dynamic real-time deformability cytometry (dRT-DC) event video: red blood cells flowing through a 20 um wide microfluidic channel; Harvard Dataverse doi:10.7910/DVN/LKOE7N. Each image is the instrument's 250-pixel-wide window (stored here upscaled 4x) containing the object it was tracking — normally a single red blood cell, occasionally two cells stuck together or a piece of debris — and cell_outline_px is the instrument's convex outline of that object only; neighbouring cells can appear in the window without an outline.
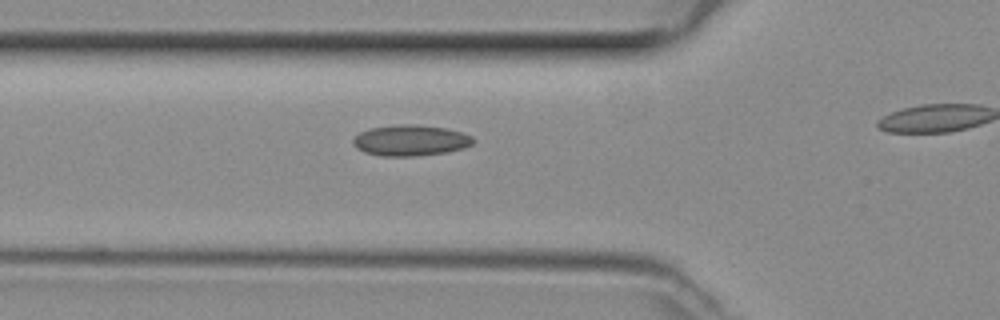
{"species": "common noctule bat (a hibernating species)", "species_latin": "Nyctalus noctula", "temperature_condition": "room temperature", "stored_images_in_passage": 9, "camera_frame_rate_fps": 3000, "um_per_image_px": 0.085, "animal": {"sex": "female", "body_mass_g": 29.2, "forearm_length_mm": 56.3}, "frame": {"image": 1, "passage_image": 2, "time_ms": 0.333, "image_size_px": [1000, 320], "cell_outline_px": [[472, 144], [464, 148], [448, 152], [416, 156], [380, 156], [364, 152], [356, 148], [352, 144], [352, 140], [360, 132], [368, 128], [400, 124], [416, 124], [444, 128], [460, 132], [472, 136]], "centroid_in_image_um": [34.85, 11.94], "position_along_channel_um": 91.0, "area_um2": 21.68}}
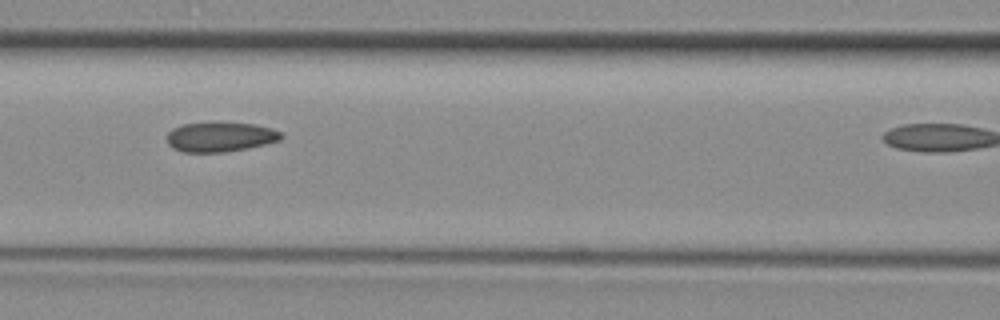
{"frame": {"image": 2, "passage_image": 6, "time_ms": 1.667, "image_size_px": [1000, 320], "cell_outline_px": [[284, 136], [280, 140], [248, 148], [224, 152], [184, 152], [172, 148], [168, 144], [168, 132], [172, 128], [184, 124], [216, 120], [256, 124], [272, 128], [280, 132]], "centroid_in_image_um": [18.72, 11.6], "position_along_channel_um": 147.9, "area_um2": 20.35}}